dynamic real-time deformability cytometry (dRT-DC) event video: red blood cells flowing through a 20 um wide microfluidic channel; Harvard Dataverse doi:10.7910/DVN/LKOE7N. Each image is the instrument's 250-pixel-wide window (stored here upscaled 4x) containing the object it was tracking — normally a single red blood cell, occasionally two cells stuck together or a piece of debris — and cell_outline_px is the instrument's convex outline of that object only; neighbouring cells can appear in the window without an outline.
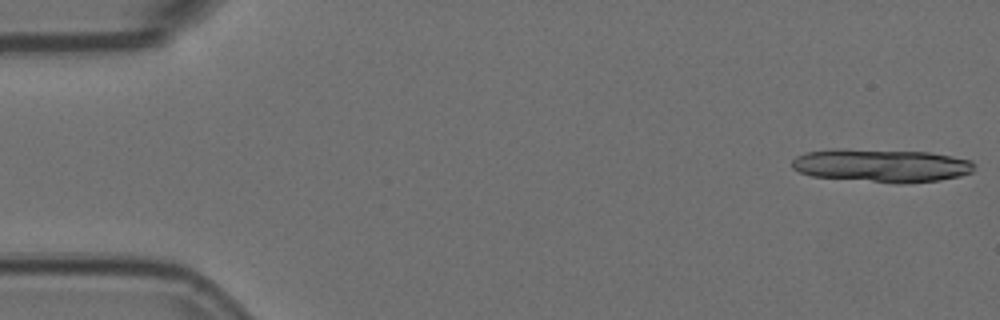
{"species": "Egyptian fruit bat (a non-hibernating species)", "species_latin": "Rousettus aegyptiacus", "temperature_condition": "room temperature", "stored_images_in_passage": 4, "camera_frame_rate_fps": 3000, "um_per_image_px": 0.085, "animal": {"sex": "female"}, "frame": {"image": 1, "passage_image": 1, "time_ms": 0.0, "image_size_px": [1000, 320], "cell_outline_px": [[976, 164], [972, 172], [960, 176], [940, 180], [904, 184], [896, 184], [812, 176], [800, 172], [792, 168], [792, 160], [796, 156], [804, 152], [836, 148], [840, 148], [928, 152], [952, 156], [972, 160]], "centroid_in_image_um": [74.93, 14.07], "position_along_channel_um": 10.1, "area_um2": 35.78}}